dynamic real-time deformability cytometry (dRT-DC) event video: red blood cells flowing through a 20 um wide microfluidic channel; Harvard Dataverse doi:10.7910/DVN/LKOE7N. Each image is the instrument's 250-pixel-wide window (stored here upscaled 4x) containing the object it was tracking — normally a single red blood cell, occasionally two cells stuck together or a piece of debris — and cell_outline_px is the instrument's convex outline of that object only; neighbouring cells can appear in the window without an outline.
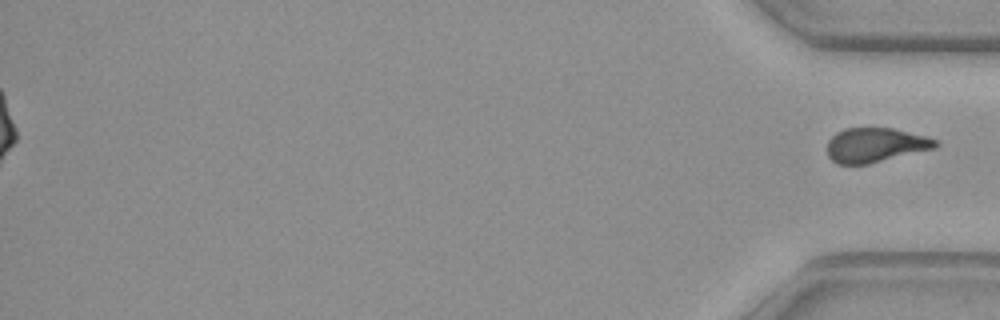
{"species": "common noctule bat (a hibernating species)", "species_latin": "Nyctalus noctula", "temperature_condition": "warm", "stored_images_in_passage": 39, "segment_of_instrument_passage": [2, 2], "camera_frame_rate_fps": 3000, "um_per_image_px": 0.085, "animal": {"sex": "female", "body_mass_g": 29.2, "forearm_length_mm": 56.3}, "frame": {"image": 1, "passage_image": 39, "time_ms": 12.667, "image_size_px": [1000, 320], "cell_outline_px": [[936, 144], [928, 148], [860, 164], [844, 164], [836, 160], [828, 152], [828, 144], [840, 132], [852, 128], [884, 128], [932, 140]], "centroid_in_image_um": [74.26, 12.32], "position_along_channel_um": 360.9, "area_um2": 19.02}}